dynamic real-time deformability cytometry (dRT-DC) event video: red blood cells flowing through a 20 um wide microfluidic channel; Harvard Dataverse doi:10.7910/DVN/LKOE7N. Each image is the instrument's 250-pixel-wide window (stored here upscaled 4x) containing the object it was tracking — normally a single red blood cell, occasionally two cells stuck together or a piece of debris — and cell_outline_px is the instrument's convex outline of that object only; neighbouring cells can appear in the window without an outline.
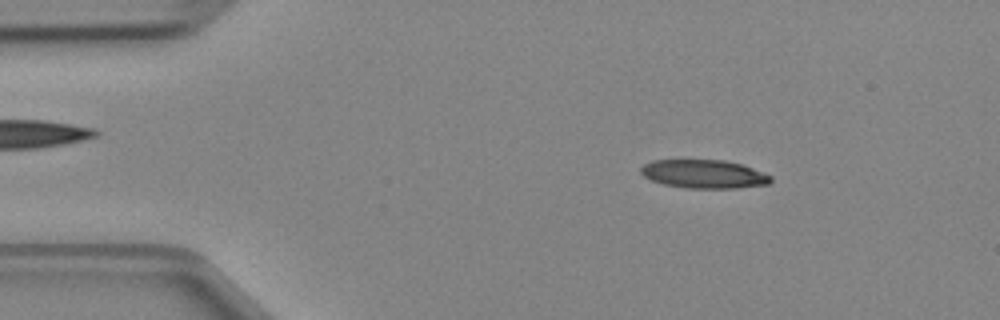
{"species": "Egyptian fruit bat (a non-hibernating species)", "species_latin": "Rousettus aegyptiacus", "temperature_condition": "cold", "stored_images_in_passage": 4, "camera_frame_rate_fps": 3000, "um_per_image_px": 0.085, "animal": {"sex": "female"}, "frame": {"image": 1, "passage_image": 1, "time_ms": 0.0, "image_size_px": [1000, 320], "cell_outline_px": [[772, 180], [768, 184], [736, 188], [688, 188], [664, 184], [652, 180], [644, 176], [640, 172], [640, 168], [644, 164], [652, 160], [724, 160], [744, 164], [764, 172], [772, 176]], "centroid_in_image_um": [59.87, 14.78], "position_along_channel_um": 25.1, "area_um2": 21.68}}
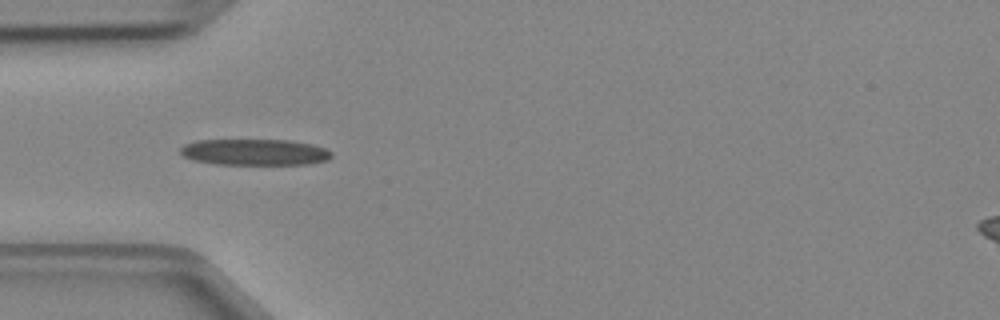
{"frame": {"image": 2, "passage_image": 3, "time_ms": 0.667, "image_size_px": [1000, 320], "cell_outline_px": [[332, 156], [328, 160], [308, 164], [216, 164], [196, 160], [184, 156], [180, 152], [180, 148], [184, 144], [196, 140], [288, 140], [312, 144], [324, 148], [332, 152]], "centroid_in_image_um": [21.66, 12.93], "position_along_channel_um": 63.3, "area_um2": 23.0}}